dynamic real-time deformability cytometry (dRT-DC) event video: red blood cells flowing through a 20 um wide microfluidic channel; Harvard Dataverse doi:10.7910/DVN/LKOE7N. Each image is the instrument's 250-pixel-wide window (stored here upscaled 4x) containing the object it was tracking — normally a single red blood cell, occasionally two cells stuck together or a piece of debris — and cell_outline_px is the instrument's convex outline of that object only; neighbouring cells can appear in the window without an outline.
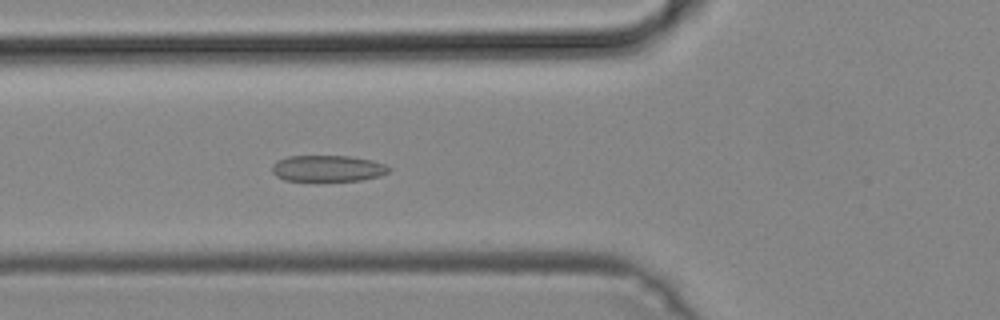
{"species": "common noctule bat (a hibernating species)", "species_latin": "Nyctalus noctula", "temperature_condition": "cold", "stored_images_in_passage": 49, "camera_frame_rate_fps": 3000, "um_per_image_px": 0.085, "animal": {"sex": "male", "body_mass_g": 19.2, "forearm_length_mm": 51.8}, "frame": {"image": 1, "passage_image": 18, "time_ms": 5.667, "image_size_px": [1000, 320], "cell_outline_px": [[392, 168], [388, 172], [380, 176], [360, 180], [284, 180], [276, 176], [272, 172], [272, 164], [276, 160], [288, 156], [352, 156], [372, 160], [384, 164]], "centroid_in_image_um": [27.85, 14.3], "position_along_channel_um": 98.0, "area_um2": 17.86}}
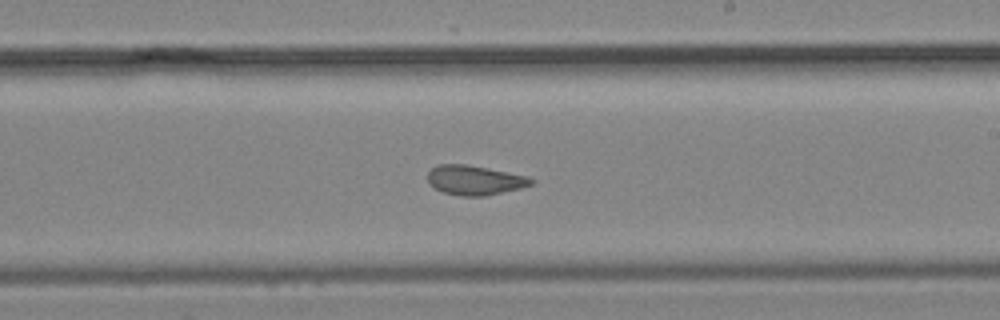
{"frame": {"image": 2, "passage_image": 29, "time_ms": 9.333, "image_size_px": [1000, 320], "cell_outline_px": [[536, 180], [532, 184], [520, 188], [484, 196], [460, 196], [444, 192], [428, 184], [428, 172], [436, 164], [468, 164], [528, 176]], "centroid_in_image_um": [40.34, 15.3], "position_along_channel_um": 248.7, "area_um2": 17.86}}
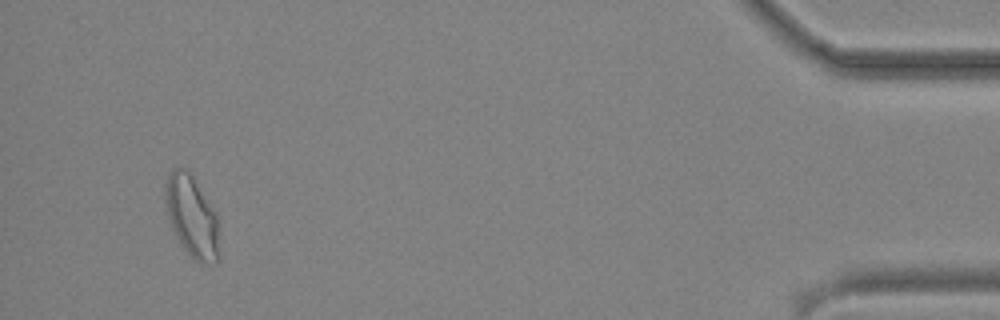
{"frame": {"image": 3, "passage_image": 47, "time_ms": 15.333, "image_size_px": [1000, 320], "cell_outline_px": [[220, 260], [216, 264], [200, 264], [184, 248], [176, 236], [172, 228], [168, 216], [164, 200], [164, 184], [168, 172], [172, 168], [184, 168], [192, 176], [216, 212], [220, 256]], "centroid_in_image_um": [16.3, 18.42], "position_along_channel_um": 418.9, "area_um2": 25.84}}